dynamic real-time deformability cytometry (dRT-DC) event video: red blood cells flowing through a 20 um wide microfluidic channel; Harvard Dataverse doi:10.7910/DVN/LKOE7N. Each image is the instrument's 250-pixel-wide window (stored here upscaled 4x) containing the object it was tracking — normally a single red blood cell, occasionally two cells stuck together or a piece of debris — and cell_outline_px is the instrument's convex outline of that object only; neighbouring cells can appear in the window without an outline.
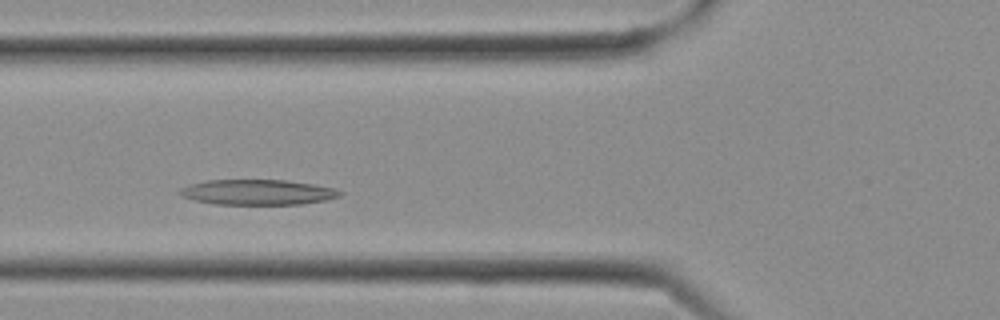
{"species": "Egyptian fruit bat (a non-hibernating species)", "species_latin": "Rousettus aegyptiacus", "temperature_condition": "cold", "stored_images_in_passage": 10, "camera_frame_rate_fps": 3000, "um_per_image_px": 0.085, "frame": {"image": 1, "passage_image": 5, "time_ms": 1.333, "image_size_px": [1000, 320], "cell_outline_px": [[344, 192], [340, 196], [324, 200], [300, 204], [212, 204], [180, 196], [180, 188], [192, 184], [208, 180], [284, 180], [312, 184], [336, 188]], "centroid_in_image_um": [21.91, 16.34], "position_along_channel_um": 103.9, "area_um2": 23.41}}
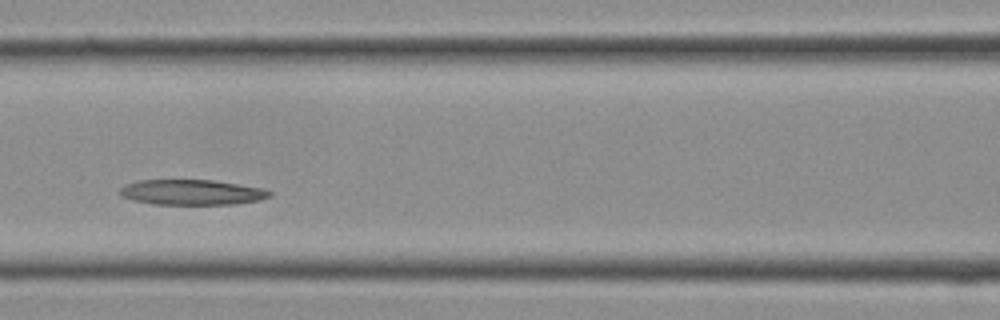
{"frame": {"image": 2, "passage_image": 7, "time_ms": 2.0, "image_size_px": [1000, 320], "cell_outline_px": [[272, 196], [260, 200], [236, 204], [152, 204], [132, 200], [120, 196], [120, 188], [124, 184], [140, 180], [212, 180], [264, 188], [272, 192]], "centroid_in_image_um": [16.31, 16.34], "position_along_channel_um": 150.3, "area_um2": 22.2}}
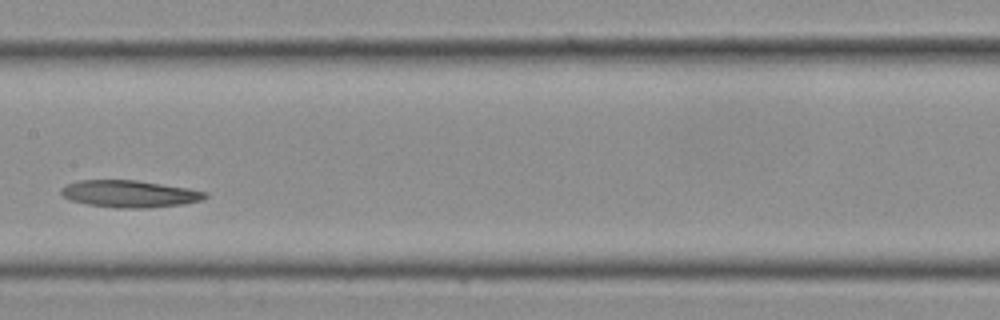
{"frame": {"image": 3, "passage_image": 9, "time_ms": 2.667, "image_size_px": [1000, 320], "cell_outline_px": [[208, 196], [204, 200], [180, 204], [148, 208], [116, 208], [88, 204], [72, 200], [64, 196], [60, 192], [60, 188], [68, 184], [80, 180], [136, 180], [188, 188], [208, 192]], "centroid_in_image_um": [11.04, 16.47], "position_along_channel_um": 196.4, "area_um2": 22.6}}